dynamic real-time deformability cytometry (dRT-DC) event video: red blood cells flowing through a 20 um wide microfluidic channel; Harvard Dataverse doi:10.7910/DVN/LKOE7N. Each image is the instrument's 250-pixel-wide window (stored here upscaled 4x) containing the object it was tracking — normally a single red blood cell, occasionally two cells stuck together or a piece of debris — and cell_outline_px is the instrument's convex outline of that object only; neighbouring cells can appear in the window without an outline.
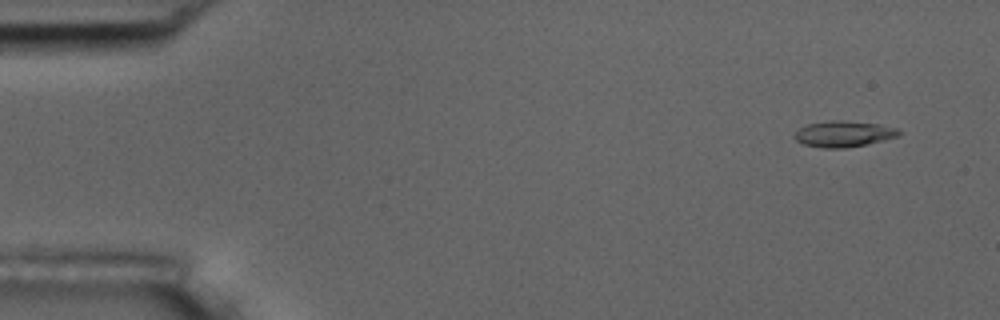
{"species": "common noctule bat (a hibernating species)", "species_latin": "Nyctalus noctula", "temperature_condition": "room temperature", "stored_images_in_passage": 4, "camera_frame_rate_fps": 3000, "um_per_image_px": 0.085, "animal": {"sex": "male", "body_mass_g": 17.5, "forearm_length_mm": 52.3}, "frame": {"image": 1, "passage_image": 1, "time_ms": 0.0, "image_size_px": [1000, 320], "cell_outline_px": [[900, 136], [868, 144], [844, 148], [820, 148], [804, 144], [796, 140], [796, 132], [800, 128], [808, 124], [828, 120], [844, 120], [880, 124], [896, 128], [900, 132]], "centroid_in_image_um": [71.74, 11.38], "position_along_channel_um": 13.3, "area_um2": 15.84}}
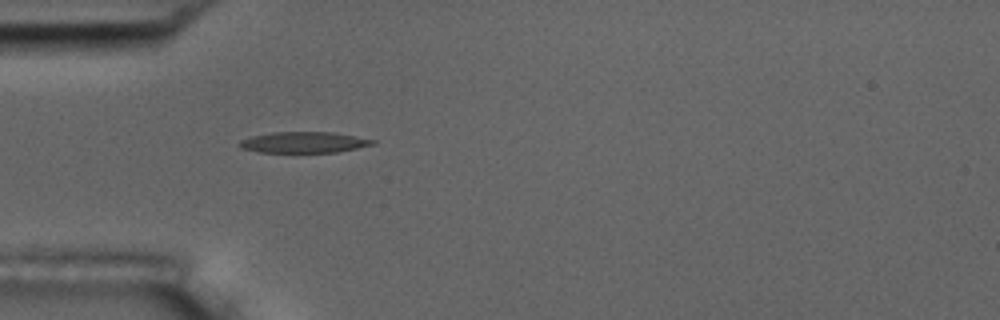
{"frame": {"image": 2, "passage_image": 4, "time_ms": 4.333, "image_size_px": [1000, 320], "cell_outline_px": [[376, 144], [336, 152], [260, 152], [240, 148], [236, 144], [240, 140], [252, 136], [272, 132], [332, 132], [376, 140]], "centroid_in_image_um": [25.79, 12.09], "position_along_channel_um": 59.2, "area_um2": 16.24}}